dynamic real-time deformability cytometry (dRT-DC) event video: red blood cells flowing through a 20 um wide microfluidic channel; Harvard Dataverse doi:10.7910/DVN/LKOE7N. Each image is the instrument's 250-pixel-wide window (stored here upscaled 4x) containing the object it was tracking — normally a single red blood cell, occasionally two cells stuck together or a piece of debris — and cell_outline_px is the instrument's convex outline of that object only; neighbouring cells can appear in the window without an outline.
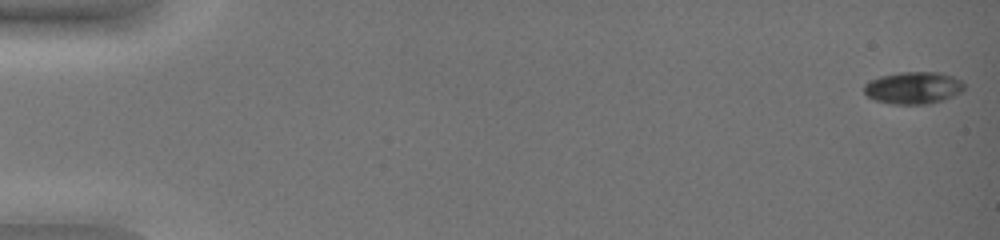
{"species": "common noctule bat (a hibernating species)", "species_latin": "Nyctalus noctula", "temperature_condition": "warm", "stored_images_in_passage": 53, "camera_frame_rate_fps": 3000, "um_per_image_px": 0.085, "animal": {"sex": "female", "body_mass_g": 19.0, "forearm_length_mm": 51.5}, "frame": {"image": 1, "passage_image": 1, "time_ms": 0.0, "image_size_px": [1000, 240], "cell_outline_px": [[964, 88], [960, 92], [944, 100], [928, 104], [892, 104], [876, 100], [868, 96], [864, 92], [864, 84], [868, 80], [880, 76], [900, 72], [940, 72], [952, 76], [960, 80], [964, 84]], "centroid_in_image_um": [77.61, 7.46], "position_along_channel_um": 7.4, "area_um2": 18.79}}
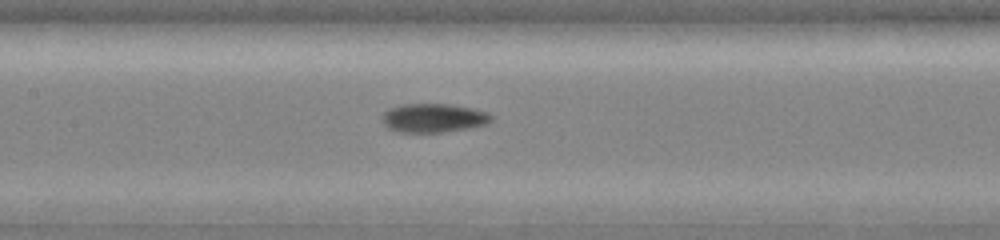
{"frame": {"image": 2, "passage_image": 28, "time_ms": 9.0, "image_size_px": [1000, 240], "cell_outline_px": [[492, 120], [488, 124], [472, 128], [444, 132], [396, 132], [388, 128], [384, 124], [384, 112], [388, 108], [404, 104], [448, 104], [472, 108], [488, 112], [492, 116]], "centroid_in_image_um": [36.89, 10.03], "position_along_channel_um": 170.5, "area_um2": 18.44}}
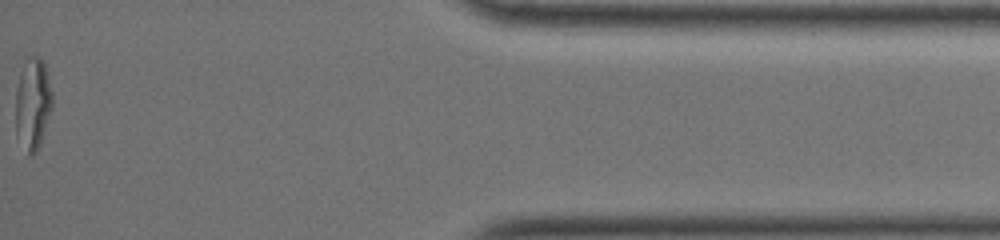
{"frame": {"image": 3, "passage_image": 53, "time_ms": 17.333, "image_size_px": [1000, 240], "cell_outline_px": [[52, 108], [40, 144], [36, 152], [32, 156], [28, 156], [16, 132], [16, 88], [20, 72], [28, 56], [40, 56], [44, 64], [52, 92]], "centroid_in_image_um": [2.78, 8.82], "position_along_channel_um": 432.4, "area_um2": 19.54}, "authors_computed_cell_mechanics": {"area_um2": 18.0914, "velocity_mm_per_s": 3.7801, "shape_relaxation_time_tau1_ms": null, "shape_relaxation_time_tau2_ms": 1.3201, "deformation_change_tau1": null, "deformation_change_tau2": 0.0485}}